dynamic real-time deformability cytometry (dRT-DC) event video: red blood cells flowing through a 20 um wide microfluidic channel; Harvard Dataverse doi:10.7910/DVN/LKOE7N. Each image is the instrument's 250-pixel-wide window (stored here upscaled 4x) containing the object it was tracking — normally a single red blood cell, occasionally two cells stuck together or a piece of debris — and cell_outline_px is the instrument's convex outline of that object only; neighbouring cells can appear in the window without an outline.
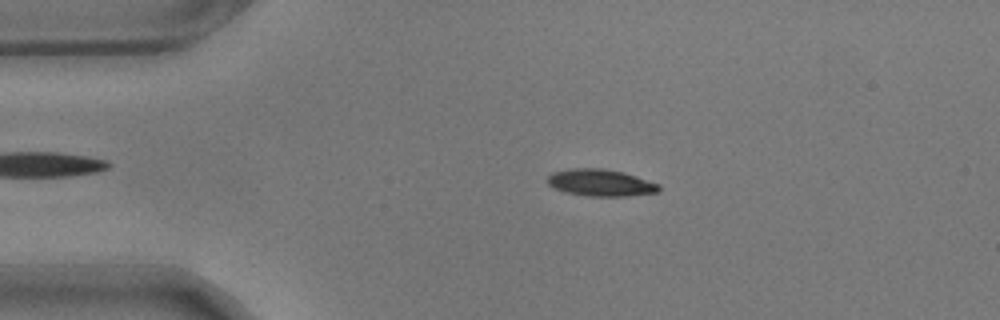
{"species": "common noctule bat (a hibernating species)", "species_latin": "Nyctalus noctula", "temperature_condition": "warm", "stored_images_in_passage": 55, "camera_frame_rate_fps": 3000, "um_per_image_px": 0.085, "animal": {"sex": "male", "body_mass_g": 17.9}, "frame": {"image": 1, "passage_image": 10, "time_ms": 3.0, "image_size_px": [1000, 320], "cell_outline_px": [[660, 188], [656, 192], [628, 196], [588, 196], [564, 192], [552, 188], [548, 184], [548, 176], [552, 172], [568, 168], [600, 168], [624, 172], [660, 184]], "centroid_in_image_um": [51.01, 15.53], "position_along_channel_um": 34.0, "area_um2": 17.57}}
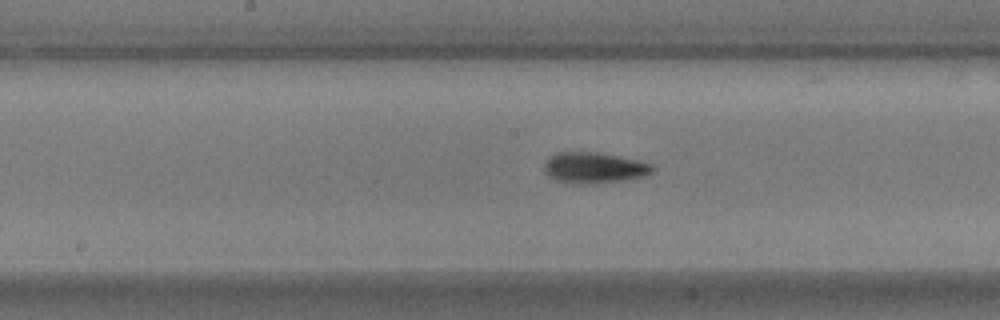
{"frame": {"image": 2, "passage_image": 27, "time_ms": 8.667, "image_size_px": [1000, 320], "cell_outline_px": [[656, 168], [652, 172], [644, 176], [620, 180], [556, 180], [548, 176], [544, 172], [544, 164], [548, 156], [556, 152], [596, 152], [636, 160], [652, 164]], "centroid_in_image_um": [50.48, 14.18], "position_along_channel_um": 197.7, "area_um2": 18.32}}
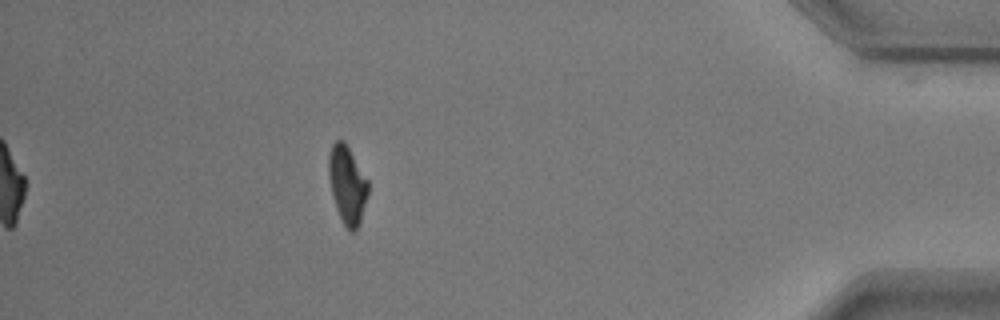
{"frame": {"image": 3, "passage_image": 49, "time_ms": 16.0, "image_size_px": [1000, 320], "cell_outline_px": [[368, 192], [360, 220], [356, 228], [352, 232], [344, 224], [336, 208], [328, 176], [328, 156], [332, 144], [336, 140], [344, 140], [368, 180]], "centroid_in_image_um": [29.5, 15.64], "position_along_channel_um": 405.7, "area_um2": 17.51}, "authors_computed_cell_mechanics": {"area_um2": 18.0336, "velocity_mm_per_s": 3.5328, "shape_relaxation_time_tau1_ms": 2.5736, "shape_relaxation_time_tau2_ms": 2.3031, "deformation_change_tau1": 0.1903, "deformation_change_tau2": 0.0943}}